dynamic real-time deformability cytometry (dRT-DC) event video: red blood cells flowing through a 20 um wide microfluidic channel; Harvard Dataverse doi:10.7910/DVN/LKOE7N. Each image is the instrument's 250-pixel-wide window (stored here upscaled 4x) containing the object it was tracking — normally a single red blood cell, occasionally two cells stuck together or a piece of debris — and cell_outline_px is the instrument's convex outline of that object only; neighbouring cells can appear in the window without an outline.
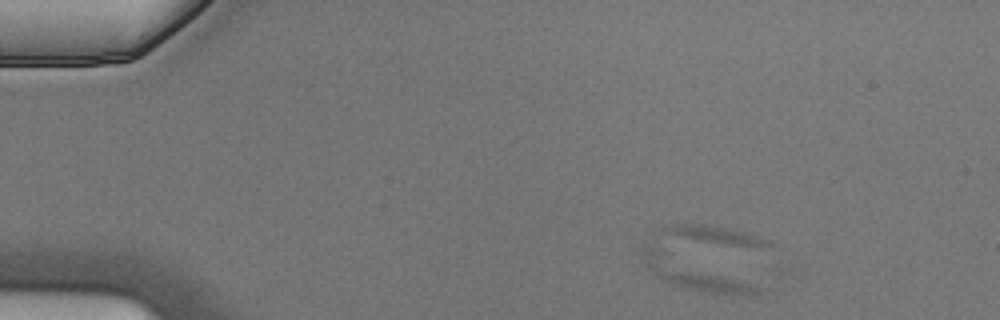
{"species": "Egyptian fruit bat (a non-hibernating species)", "species_latin": "Rousettus aegyptiacus", "temperature_condition": "cold", "stored_images_in_passage": 4, "camera_frame_rate_fps": 3000, "um_per_image_px": 0.085, "animal": {"sex": "male"}, "frame": {"image": 1, "passage_image": 1, "time_ms": 0.0, "image_size_px": [1000, 320], "cell_outline_px": [[760, 292], [756, 296], [732, 296], [688, 288], [672, 284], [660, 276], [644, 264], [640, 252], [640, 248], [648, 244], [752, 284], [760, 288]], "centroid_in_image_um": [59.0, 23.3], "position_along_channel_um": 26.0, "area_um2": 19.54}}